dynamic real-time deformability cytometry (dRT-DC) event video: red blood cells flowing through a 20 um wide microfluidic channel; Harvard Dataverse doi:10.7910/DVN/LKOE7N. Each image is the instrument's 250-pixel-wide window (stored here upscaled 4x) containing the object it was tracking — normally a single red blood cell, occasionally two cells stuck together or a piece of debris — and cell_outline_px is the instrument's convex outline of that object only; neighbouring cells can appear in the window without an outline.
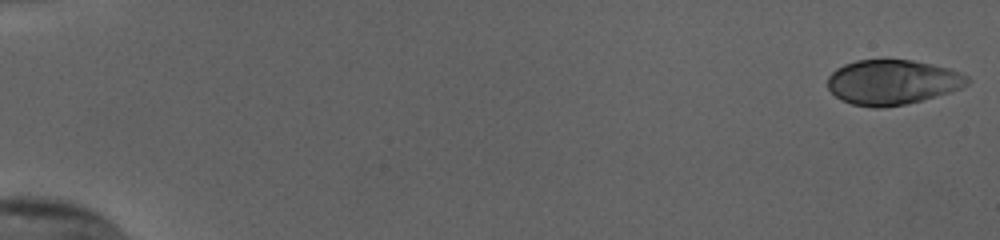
{"species": "human", "species_latin": "Homo sapiens", "temperature_condition": "cold", "stored_images_in_passage": 54, "camera_frame_rate_fps": 3000, "um_per_image_px": 0.085, "donor": {"sex": "female"}, "frame": {"image": 1, "passage_image": 1, "time_ms": 0.0, "image_size_px": [1000, 240], "cell_outline_px": [[972, 80], [968, 84], [960, 88], [948, 92], [920, 100], [904, 104], [876, 108], [852, 104], [840, 100], [828, 88], [828, 76], [836, 68], [844, 64], [856, 60], [912, 60], [932, 64], [948, 68], [960, 72], [968, 76]], "centroid_in_image_um": [75.84, 6.97], "position_along_channel_um": 9.2, "area_um2": 36.36}}
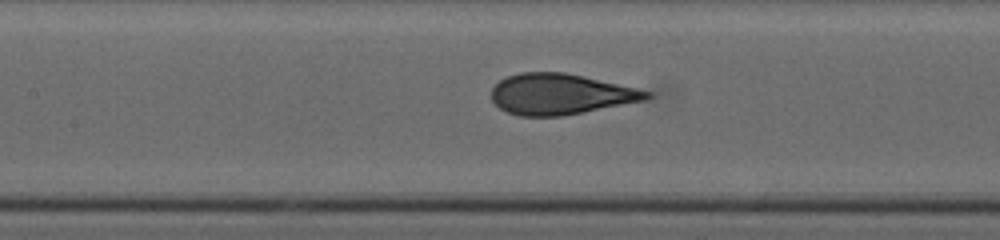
{"frame": {"image": 2, "passage_image": 27, "time_ms": 8.667, "image_size_px": [1000, 240], "cell_outline_px": [[652, 96], [648, 100], [560, 116], [520, 116], [508, 112], [500, 108], [492, 100], [492, 88], [500, 80], [508, 76], [520, 72], [564, 72], [636, 88], [652, 92]], "centroid_in_image_um": [47.64, 8.0], "position_along_channel_um": 159.8, "area_um2": 36.59}}
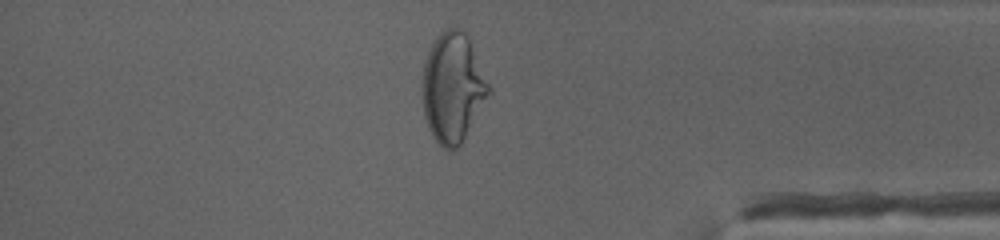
{"frame": {"image": 3, "passage_image": 47, "time_ms": 15.333, "image_size_px": [1000, 240], "cell_outline_px": [[492, 92], [460, 144], [456, 148], [444, 148], [432, 136], [428, 128], [424, 116], [420, 88], [420, 84], [424, 64], [428, 52], [436, 36], [444, 28], [460, 28], [464, 32], [492, 88]], "centroid_in_image_um": [38.46, 7.45], "position_along_channel_um": 396.7, "area_um2": 42.48}, "authors_computed_cell_mechanics": {"area_um2": 37.2232, "velocity_mm_per_s": 3.8326, "shape_relaxation_time_tau1_ms": 7.3709, "shape_relaxation_time_tau2_ms": null, "deformation_change_tau1": 0.2425, "deformation_change_tau2": null}}